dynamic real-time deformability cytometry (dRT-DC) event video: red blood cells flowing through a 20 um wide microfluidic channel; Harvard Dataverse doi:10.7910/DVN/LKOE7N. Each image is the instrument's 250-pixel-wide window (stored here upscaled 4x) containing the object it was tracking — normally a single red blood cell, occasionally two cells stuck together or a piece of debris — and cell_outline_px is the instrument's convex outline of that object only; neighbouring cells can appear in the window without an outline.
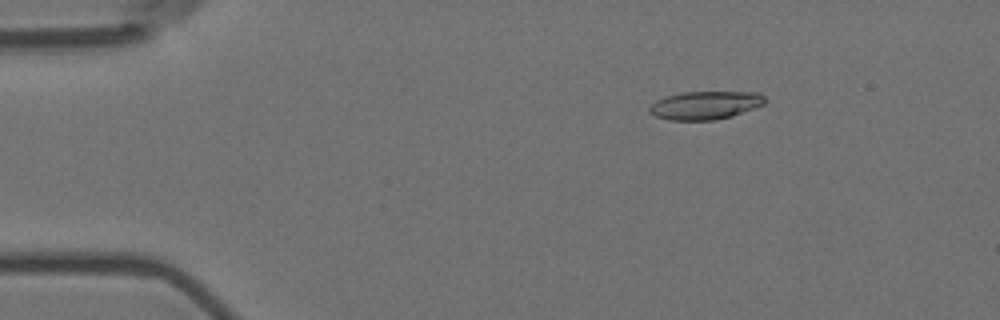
{"species": "Egyptian fruit bat (a non-hibernating species)", "species_latin": "Rousettus aegyptiacus", "temperature_condition": "room temperature", "stored_images_in_passage": 51, "camera_frame_rate_fps": 3000, "um_per_image_px": 0.085, "animal": {"sex": "female"}, "frame": {"image": 1, "passage_image": 3, "time_ms": 0.667, "image_size_px": [1000, 320], "cell_outline_px": [[764, 104], [732, 116], [716, 120], [668, 120], [656, 116], [648, 112], [648, 108], [656, 100], [680, 92], [760, 92], [764, 96]], "centroid_in_image_um": [59.93, 8.95], "position_along_channel_um": 25.1, "area_um2": 18.96}}
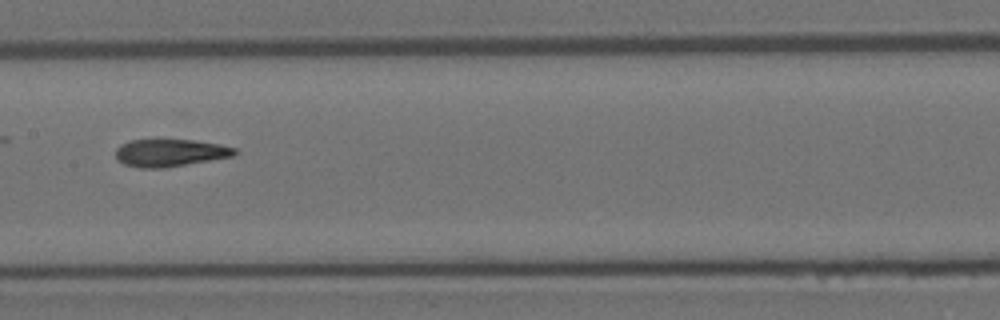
{"frame": {"image": 2, "passage_image": 23, "time_ms": 7.333, "image_size_px": [1000, 320], "cell_outline_px": [[240, 152], [232, 156], [164, 168], [140, 168], [124, 164], [116, 156], [116, 148], [120, 144], [132, 140], [192, 140], [216, 144], [236, 148]], "centroid_in_image_um": [14.44, 12.99], "position_along_channel_um": 193.0, "area_um2": 18.79}}
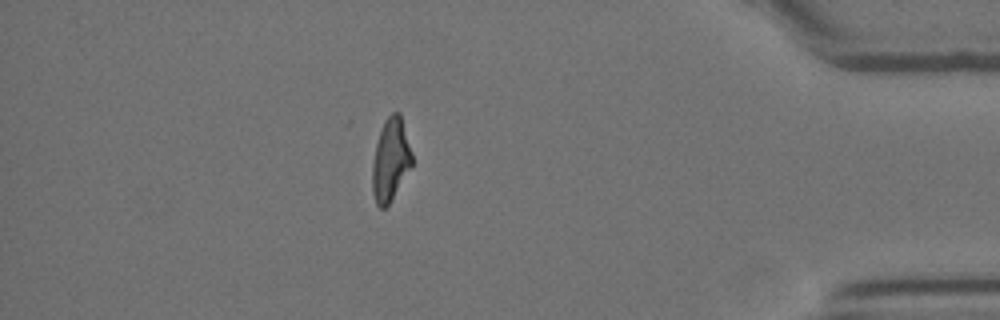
{"frame": {"image": 3, "passage_image": 44, "time_ms": 14.333, "image_size_px": [1000, 320], "cell_outline_px": [[412, 164], [388, 204], [384, 208], [380, 208], [376, 204], [372, 192], [372, 164], [376, 144], [380, 128], [384, 120], [392, 112], [400, 112], [412, 152]], "centroid_in_image_um": [33.18, 13.54], "position_along_channel_um": 402.0, "area_um2": 18.96}, "authors_computed_cell_mechanics": {"area_um2": 19.5364, "velocity_mm_per_s": 3.5767, "shape_relaxation_time_tau1_ms": 10.5913, "shape_relaxation_time_tau2_ms": 2.1968, "deformation_change_tau1": 0.2758, "deformation_change_tau2": 0.1116}}